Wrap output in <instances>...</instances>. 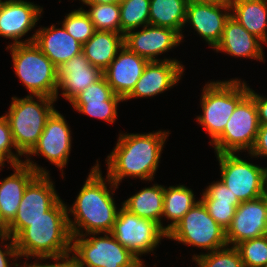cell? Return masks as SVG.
<instances>
[{
  "label": "cell",
  "instance_id": "1",
  "mask_svg": "<svg viewBox=\"0 0 267 267\" xmlns=\"http://www.w3.org/2000/svg\"><path fill=\"white\" fill-rule=\"evenodd\" d=\"M98 162L97 160L88 173L73 205H67L71 236L110 233L113 229L119 211L113 196L119 187L107 175L102 177ZM69 214H72L74 219H71Z\"/></svg>",
  "mask_w": 267,
  "mask_h": 267
},
{
  "label": "cell",
  "instance_id": "2",
  "mask_svg": "<svg viewBox=\"0 0 267 267\" xmlns=\"http://www.w3.org/2000/svg\"><path fill=\"white\" fill-rule=\"evenodd\" d=\"M170 132L119 133L114 150L105 159L107 176L117 186L124 178L153 181Z\"/></svg>",
  "mask_w": 267,
  "mask_h": 267
},
{
  "label": "cell",
  "instance_id": "3",
  "mask_svg": "<svg viewBox=\"0 0 267 267\" xmlns=\"http://www.w3.org/2000/svg\"><path fill=\"white\" fill-rule=\"evenodd\" d=\"M20 258L54 257L71 252L67 204L61 198L45 216L30 222L15 239Z\"/></svg>",
  "mask_w": 267,
  "mask_h": 267
},
{
  "label": "cell",
  "instance_id": "4",
  "mask_svg": "<svg viewBox=\"0 0 267 267\" xmlns=\"http://www.w3.org/2000/svg\"><path fill=\"white\" fill-rule=\"evenodd\" d=\"M37 99V100H36ZM56 99L46 96L28 95L12 97L5 114L16 149L26 156L37 144L48 118L56 110Z\"/></svg>",
  "mask_w": 267,
  "mask_h": 267
},
{
  "label": "cell",
  "instance_id": "5",
  "mask_svg": "<svg viewBox=\"0 0 267 267\" xmlns=\"http://www.w3.org/2000/svg\"><path fill=\"white\" fill-rule=\"evenodd\" d=\"M239 78L210 81L201 93L202 114L196 120L210 136V144L223 132L237 104L249 93V86Z\"/></svg>",
  "mask_w": 267,
  "mask_h": 267
},
{
  "label": "cell",
  "instance_id": "6",
  "mask_svg": "<svg viewBox=\"0 0 267 267\" xmlns=\"http://www.w3.org/2000/svg\"><path fill=\"white\" fill-rule=\"evenodd\" d=\"M8 49L15 74L29 94L55 99L58 91L57 68L52 61L33 42L8 45Z\"/></svg>",
  "mask_w": 267,
  "mask_h": 267
},
{
  "label": "cell",
  "instance_id": "7",
  "mask_svg": "<svg viewBox=\"0 0 267 267\" xmlns=\"http://www.w3.org/2000/svg\"><path fill=\"white\" fill-rule=\"evenodd\" d=\"M102 234L103 236H98L100 233L72 236L71 252L79 267H145L111 233Z\"/></svg>",
  "mask_w": 267,
  "mask_h": 267
},
{
  "label": "cell",
  "instance_id": "8",
  "mask_svg": "<svg viewBox=\"0 0 267 267\" xmlns=\"http://www.w3.org/2000/svg\"><path fill=\"white\" fill-rule=\"evenodd\" d=\"M167 239L208 252L228 245L226 230L209 215L201 200L167 233Z\"/></svg>",
  "mask_w": 267,
  "mask_h": 267
},
{
  "label": "cell",
  "instance_id": "9",
  "mask_svg": "<svg viewBox=\"0 0 267 267\" xmlns=\"http://www.w3.org/2000/svg\"><path fill=\"white\" fill-rule=\"evenodd\" d=\"M254 99L247 94L235 107L223 132L210 144L215 153H238L252 150L259 130Z\"/></svg>",
  "mask_w": 267,
  "mask_h": 267
},
{
  "label": "cell",
  "instance_id": "10",
  "mask_svg": "<svg viewBox=\"0 0 267 267\" xmlns=\"http://www.w3.org/2000/svg\"><path fill=\"white\" fill-rule=\"evenodd\" d=\"M221 180L240 202L265 194V167L250 163L236 153H215Z\"/></svg>",
  "mask_w": 267,
  "mask_h": 267
},
{
  "label": "cell",
  "instance_id": "11",
  "mask_svg": "<svg viewBox=\"0 0 267 267\" xmlns=\"http://www.w3.org/2000/svg\"><path fill=\"white\" fill-rule=\"evenodd\" d=\"M71 135L70 126L66 119L58 110H55L48 118L37 144L24 157L26 159L23 162L33 168L38 174H49L46 168L40 167L31 159V156H43L51 164L61 169L63 178V168L66 167L71 153Z\"/></svg>",
  "mask_w": 267,
  "mask_h": 267
},
{
  "label": "cell",
  "instance_id": "12",
  "mask_svg": "<svg viewBox=\"0 0 267 267\" xmlns=\"http://www.w3.org/2000/svg\"><path fill=\"white\" fill-rule=\"evenodd\" d=\"M110 233L142 262L144 261L140 256L153 253L159 243L161 244V240L167 238V233L160 225L152 220L138 217L122 206Z\"/></svg>",
  "mask_w": 267,
  "mask_h": 267
},
{
  "label": "cell",
  "instance_id": "13",
  "mask_svg": "<svg viewBox=\"0 0 267 267\" xmlns=\"http://www.w3.org/2000/svg\"><path fill=\"white\" fill-rule=\"evenodd\" d=\"M51 174H38L26 187L14 220L7 226L6 234L15 239L30 222L45 216L59 199Z\"/></svg>",
  "mask_w": 267,
  "mask_h": 267
},
{
  "label": "cell",
  "instance_id": "14",
  "mask_svg": "<svg viewBox=\"0 0 267 267\" xmlns=\"http://www.w3.org/2000/svg\"><path fill=\"white\" fill-rule=\"evenodd\" d=\"M143 29H134L124 35V45L139 56L150 61H179L172 58L157 59L158 55L169 52L179 46L180 34L174 29L154 25H145ZM137 30V31H135ZM176 46V47H175Z\"/></svg>",
  "mask_w": 267,
  "mask_h": 267
},
{
  "label": "cell",
  "instance_id": "15",
  "mask_svg": "<svg viewBox=\"0 0 267 267\" xmlns=\"http://www.w3.org/2000/svg\"><path fill=\"white\" fill-rule=\"evenodd\" d=\"M42 12L43 7L27 0H1L0 36L13 40L9 45L32 43V37L20 38L35 28Z\"/></svg>",
  "mask_w": 267,
  "mask_h": 267
},
{
  "label": "cell",
  "instance_id": "16",
  "mask_svg": "<svg viewBox=\"0 0 267 267\" xmlns=\"http://www.w3.org/2000/svg\"><path fill=\"white\" fill-rule=\"evenodd\" d=\"M267 234V201L263 196L241 202L226 230L228 246Z\"/></svg>",
  "mask_w": 267,
  "mask_h": 267
},
{
  "label": "cell",
  "instance_id": "17",
  "mask_svg": "<svg viewBox=\"0 0 267 267\" xmlns=\"http://www.w3.org/2000/svg\"><path fill=\"white\" fill-rule=\"evenodd\" d=\"M231 16L230 5L200 3L189 0L185 25L189 23L212 49L220 42L226 21Z\"/></svg>",
  "mask_w": 267,
  "mask_h": 267
},
{
  "label": "cell",
  "instance_id": "18",
  "mask_svg": "<svg viewBox=\"0 0 267 267\" xmlns=\"http://www.w3.org/2000/svg\"><path fill=\"white\" fill-rule=\"evenodd\" d=\"M124 100L116 95L104 76L90 84L70 104L77 112L95 119L114 123L118 117V103Z\"/></svg>",
  "mask_w": 267,
  "mask_h": 267
},
{
  "label": "cell",
  "instance_id": "19",
  "mask_svg": "<svg viewBox=\"0 0 267 267\" xmlns=\"http://www.w3.org/2000/svg\"><path fill=\"white\" fill-rule=\"evenodd\" d=\"M184 65L180 61H150L132 92L124 99L148 98L173 88L181 80Z\"/></svg>",
  "mask_w": 267,
  "mask_h": 267
},
{
  "label": "cell",
  "instance_id": "20",
  "mask_svg": "<svg viewBox=\"0 0 267 267\" xmlns=\"http://www.w3.org/2000/svg\"><path fill=\"white\" fill-rule=\"evenodd\" d=\"M148 62L124 45L103 71V76L113 92L124 100L134 89Z\"/></svg>",
  "mask_w": 267,
  "mask_h": 267
},
{
  "label": "cell",
  "instance_id": "21",
  "mask_svg": "<svg viewBox=\"0 0 267 267\" xmlns=\"http://www.w3.org/2000/svg\"><path fill=\"white\" fill-rule=\"evenodd\" d=\"M102 76L103 72L91 65L83 53L72 57L57 68L58 91L55 97L56 101L59 89L62 90L60 94L70 103L86 87L98 81Z\"/></svg>",
  "mask_w": 267,
  "mask_h": 267
},
{
  "label": "cell",
  "instance_id": "22",
  "mask_svg": "<svg viewBox=\"0 0 267 267\" xmlns=\"http://www.w3.org/2000/svg\"><path fill=\"white\" fill-rule=\"evenodd\" d=\"M32 42L59 68L72 57L82 53L83 45L64 28L52 24L40 27L32 35Z\"/></svg>",
  "mask_w": 267,
  "mask_h": 267
},
{
  "label": "cell",
  "instance_id": "23",
  "mask_svg": "<svg viewBox=\"0 0 267 267\" xmlns=\"http://www.w3.org/2000/svg\"><path fill=\"white\" fill-rule=\"evenodd\" d=\"M263 41L249 33L231 16L226 21L222 37L217 46L213 49L216 52H223L232 57H242L265 61L263 52Z\"/></svg>",
  "mask_w": 267,
  "mask_h": 267
},
{
  "label": "cell",
  "instance_id": "24",
  "mask_svg": "<svg viewBox=\"0 0 267 267\" xmlns=\"http://www.w3.org/2000/svg\"><path fill=\"white\" fill-rule=\"evenodd\" d=\"M11 167L14 173L0 181V214L7 226L17 214L26 187L38 175L24 162L13 164Z\"/></svg>",
  "mask_w": 267,
  "mask_h": 267
},
{
  "label": "cell",
  "instance_id": "25",
  "mask_svg": "<svg viewBox=\"0 0 267 267\" xmlns=\"http://www.w3.org/2000/svg\"><path fill=\"white\" fill-rule=\"evenodd\" d=\"M123 46V34L113 31H95L92 37L83 44L82 53L91 65L103 72Z\"/></svg>",
  "mask_w": 267,
  "mask_h": 267
},
{
  "label": "cell",
  "instance_id": "26",
  "mask_svg": "<svg viewBox=\"0 0 267 267\" xmlns=\"http://www.w3.org/2000/svg\"><path fill=\"white\" fill-rule=\"evenodd\" d=\"M231 17L267 44V0H232Z\"/></svg>",
  "mask_w": 267,
  "mask_h": 267
},
{
  "label": "cell",
  "instance_id": "27",
  "mask_svg": "<svg viewBox=\"0 0 267 267\" xmlns=\"http://www.w3.org/2000/svg\"><path fill=\"white\" fill-rule=\"evenodd\" d=\"M164 185L154 184L132 195L121 206L138 217L157 223L165 231L162 222Z\"/></svg>",
  "mask_w": 267,
  "mask_h": 267
},
{
  "label": "cell",
  "instance_id": "28",
  "mask_svg": "<svg viewBox=\"0 0 267 267\" xmlns=\"http://www.w3.org/2000/svg\"><path fill=\"white\" fill-rule=\"evenodd\" d=\"M189 0H150L149 24L168 27L177 31L184 39L186 7Z\"/></svg>",
  "mask_w": 267,
  "mask_h": 267
},
{
  "label": "cell",
  "instance_id": "29",
  "mask_svg": "<svg viewBox=\"0 0 267 267\" xmlns=\"http://www.w3.org/2000/svg\"><path fill=\"white\" fill-rule=\"evenodd\" d=\"M199 201L200 199H195L193 190L185 186V184L169 187L164 186L162 217L170 221L165 226V232L168 233Z\"/></svg>",
  "mask_w": 267,
  "mask_h": 267
},
{
  "label": "cell",
  "instance_id": "30",
  "mask_svg": "<svg viewBox=\"0 0 267 267\" xmlns=\"http://www.w3.org/2000/svg\"><path fill=\"white\" fill-rule=\"evenodd\" d=\"M120 33L149 24L150 0H121Z\"/></svg>",
  "mask_w": 267,
  "mask_h": 267
},
{
  "label": "cell",
  "instance_id": "31",
  "mask_svg": "<svg viewBox=\"0 0 267 267\" xmlns=\"http://www.w3.org/2000/svg\"><path fill=\"white\" fill-rule=\"evenodd\" d=\"M89 10L85 12L90 17L96 31H113L120 33V4H85Z\"/></svg>",
  "mask_w": 267,
  "mask_h": 267
},
{
  "label": "cell",
  "instance_id": "32",
  "mask_svg": "<svg viewBox=\"0 0 267 267\" xmlns=\"http://www.w3.org/2000/svg\"><path fill=\"white\" fill-rule=\"evenodd\" d=\"M194 254L192 259L198 267H244L238 250L234 246L214 250L212 252Z\"/></svg>",
  "mask_w": 267,
  "mask_h": 267
},
{
  "label": "cell",
  "instance_id": "33",
  "mask_svg": "<svg viewBox=\"0 0 267 267\" xmlns=\"http://www.w3.org/2000/svg\"><path fill=\"white\" fill-rule=\"evenodd\" d=\"M244 267H267V234L246 240L234 246Z\"/></svg>",
  "mask_w": 267,
  "mask_h": 267
},
{
  "label": "cell",
  "instance_id": "34",
  "mask_svg": "<svg viewBox=\"0 0 267 267\" xmlns=\"http://www.w3.org/2000/svg\"><path fill=\"white\" fill-rule=\"evenodd\" d=\"M62 25L66 31L82 45L95 33L94 24L83 7L66 14Z\"/></svg>",
  "mask_w": 267,
  "mask_h": 267
},
{
  "label": "cell",
  "instance_id": "35",
  "mask_svg": "<svg viewBox=\"0 0 267 267\" xmlns=\"http://www.w3.org/2000/svg\"><path fill=\"white\" fill-rule=\"evenodd\" d=\"M15 149V153L12 149ZM23 156L17 149L12 138L10 125L5 115L0 116V168L7 162L10 165L22 163L20 157Z\"/></svg>",
  "mask_w": 267,
  "mask_h": 267
},
{
  "label": "cell",
  "instance_id": "36",
  "mask_svg": "<svg viewBox=\"0 0 267 267\" xmlns=\"http://www.w3.org/2000/svg\"><path fill=\"white\" fill-rule=\"evenodd\" d=\"M209 215L225 230L230 226L237 206L232 201L200 199Z\"/></svg>",
  "mask_w": 267,
  "mask_h": 267
},
{
  "label": "cell",
  "instance_id": "37",
  "mask_svg": "<svg viewBox=\"0 0 267 267\" xmlns=\"http://www.w3.org/2000/svg\"><path fill=\"white\" fill-rule=\"evenodd\" d=\"M204 190L200 199L232 201L237 207L241 204L236 195H233L231 190L221 180L211 182Z\"/></svg>",
  "mask_w": 267,
  "mask_h": 267
},
{
  "label": "cell",
  "instance_id": "38",
  "mask_svg": "<svg viewBox=\"0 0 267 267\" xmlns=\"http://www.w3.org/2000/svg\"><path fill=\"white\" fill-rule=\"evenodd\" d=\"M0 241L2 247L4 248L3 249L0 246V267H17V265H19L20 263H17L15 261L19 260L20 256L16 248L15 240L11 238L9 235L5 234V235H0ZM5 241L6 242L10 241V242L6 243ZM9 259L10 260L12 259L14 261L13 262L9 261Z\"/></svg>",
  "mask_w": 267,
  "mask_h": 267
},
{
  "label": "cell",
  "instance_id": "39",
  "mask_svg": "<svg viewBox=\"0 0 267 267\" xmlns=\"http://www.w3.org/2000/svg\"><path fill=\"white\" fill-rule=\"evenodd\" d=\"M72 254V255H71ZM40 259V260H39ZM46 259H52L53 263H47ZM37 261V262H36ZM45 261L46 263L39 262ZM33 267H79L78 261L72 252L64 255L54 256V257H37L34 262H31Z\"/></svg>",
  "mask_w": 267,
  "mask_h": 267
},
{
  "label": "cell",
  "instance_id": "40",
  "mask_svg": "<svg viewBox=\"0 0 267 267\" xmlns=\"http://www.w3.org/2000/svg\"><path fill=\"white\" fill-rule=\"evenodd\" d=\"M249 156L251 158L267 157V125L259 126L257 138Z\"/></svg>",
  "mask_w": 267,
  "mask_h": 267
},
{
  "label": "cell",
  "instance_id": "41",
  "mask_svg": "<svg viewBox=\"0 0 267 267\" xmlns=\"http://www.w3.org/2000/svg\"><path fill=\"white\" fill-rule=\"evenodd\" d=\"M253 99L258 111V121L260 125H267V97L257 94L249 87L248 93Z\"/></svg>",
  "mask_w": 267,
  "mask_h": 267
},
{
  "label": "cell",
  "instance_id": "42",
  "mask_svg": "<svg viewBox=\"0 0 267 267\" xmlns=\"http://www.w3.org/2000/svg\"><path fill=\"white\" fill-rule=\"evenodd\" d=\"M83 4H109V3H117L119 4L121 0H79Z\"/></svg>",
  "mask_w": 267,
  "mask_h": 267
},
{
  "label": "cell",
  "instance_id": "43",
  "mask_svg": "<svg viewBox=\"0 0 267 267\" xmlns=\"http://www.w3.org/2000/svg\"><path fill=\"white\" fill-rule=\"evenodd\" d=\"M200 3H213L218 5H230L232 0H191Z\"/></svg>",
  "mask_w": 267,
  "mask_h": 267
},
{
  "label": "cell",
  "instance_id": "44",
  "mask_svg": "<svg viewBox=\"0 0 267 267\" xmlns=\"http://www.w3.org/2000/svg\"><path fill=\"white\" fill-rule=\"evenodd\" d=\"M7 225L2 221V217L0 214V235L6 234Z\"/></svg>",
  "mask_w": 267,
  "mask_h": 267
},
{
  "label": "cell",
  "instance_id": "45",
  "mask_svg": "<svg viewBox=\"0 0 267 267\" xmlns=\"http://www.w3.org/2000/svg\"><path fill=\"white\" fill-rule=\"evenodd\" d=\"M17 267H33L30 263L28 264L27 261H25L22 265H17Z\"/></svg>",
  "mask_w": 267,
  "mask_h": 267
},
{
  "label": "cell",
  "instance_id": "46",
  "mask_svg": "<svg viewBox=\"0 0 267 267\" xmlns=\"http://www.w3.org/2000/svg\"><path fill=\"white\" fill-rule=\"evenodd\" d=\"M265 192H267V167H265Z\"/></svg>",
  "mask_w": 267,
  "mask_h": 267
},
{
  "label": "cell",
  "instance_id": "47",
  "mask_svg": "<svg viewBox=\"0 0 267 267\" xmlns=\"http://www.w3.org/2000/svg\"><path fill=\"white\" fill-rule=\"evenodd\" d=\"M264 197H265V199L267 201V192H265Z\"/></svg>",
  "mask_w": 267,
  "mask_h": 267
}]
</instances>
